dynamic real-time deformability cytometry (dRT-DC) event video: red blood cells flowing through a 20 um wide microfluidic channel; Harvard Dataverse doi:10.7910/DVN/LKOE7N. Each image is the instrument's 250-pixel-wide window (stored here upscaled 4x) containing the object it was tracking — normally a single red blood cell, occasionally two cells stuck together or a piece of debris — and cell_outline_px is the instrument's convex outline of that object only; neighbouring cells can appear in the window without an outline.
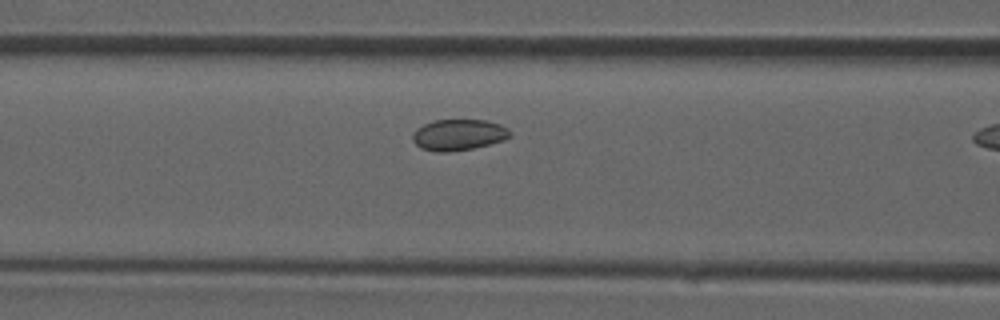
{"species": "common noctule bat (a hibernating species)", "species_latin": "Nyctalus noctula", "temperature_condition": "room temperature", "stored_images_in_passage": 25, "camera_frame_rate_fps": 3000, "um_per_image_px": 0.085, "animal": {"sex": "male", "forearm_length_mm": 52.5}, "frame": {"image": 1, "passage_image": 8, "time_ms": 2.333, "image_size_px": [1000, 320], "cell_outline_px": [[512, 136], [504, 140], [472, 148], [448, 152], [436, 152], [420, 148], [412, 140], [412, 136], [416, 128], [424, 124], [436, 120], [488, 120], [500, 124], [508, 128], [512, 132]], "centroid_in_image_um": [38.99, 11.45], "position_along_channel_um": 127.6, "area_um2": 17.74}}
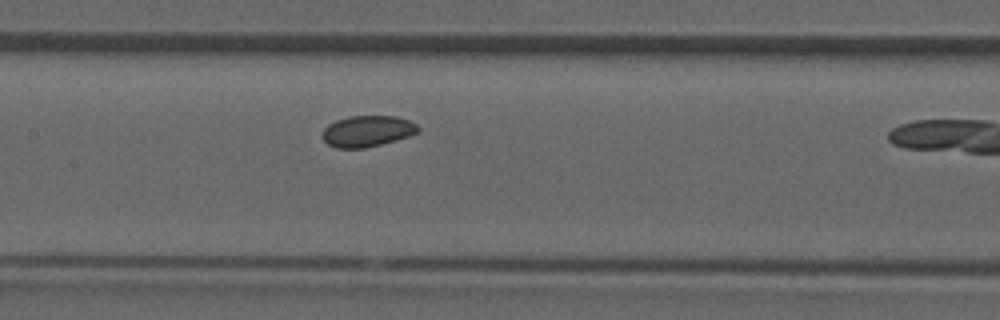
{"frame": {"image": 2, "passage_image": 11, "time_ms": 3.333, "image_size_px": [1000, 320], "cell_outline_px": [[420, 132], [396, 140], [364, 148], [336, 148], [328, 144], [324, 140], [324, 128], [328, 124], [336, 120], [348, 116], [396, 116], [408, 120], [416, 124], [420, 128]], "centroid_in_image_um": [31.24, 11.14], "position_along_channel_um": 176.2, "area_um2": 17.28}}